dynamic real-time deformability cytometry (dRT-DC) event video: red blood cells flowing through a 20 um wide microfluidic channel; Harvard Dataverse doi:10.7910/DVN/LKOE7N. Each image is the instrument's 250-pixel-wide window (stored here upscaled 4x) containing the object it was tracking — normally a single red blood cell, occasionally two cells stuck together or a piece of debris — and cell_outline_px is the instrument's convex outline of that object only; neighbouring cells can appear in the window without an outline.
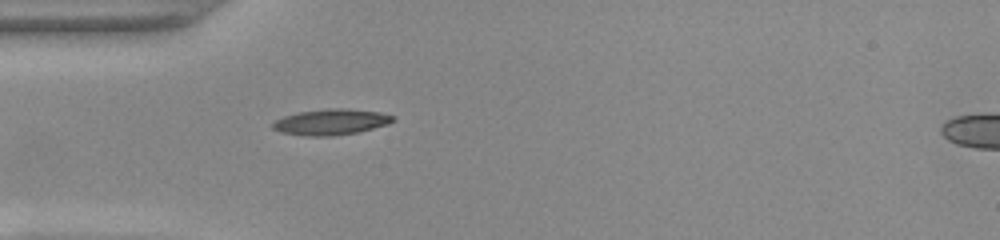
{"species": "common noctule bat (a hibernating species)", "species_latin": "Nyctalus noctula", "temperature_condition": "warm", "stored_images_in_passage": 37, "camera_frame_rate_fps": 3000, "um_per_image_px": 0.085, "animal": {"sex": "female", "body_mass_g": 22.0, "forearm_length_mm": 56.7}, "frame": {"image": 1, "passage_image": 1, "time_ms": 0.0, "image_size_px": [1000, 240], "cell_outline_px": [[396, 120], [388, 124], [356, 132], [332, 136], [304, 136], [280, 132], [272, 128], [272, 124], [276, 120], [284, 116], [300, 112], [328, 108], [340, 108], [380, 112], [396, 116]], "centroid_in_image_um": [28.14, 10.37], "position_along_channel_um": 56.9, "area_um2": 18.03}}
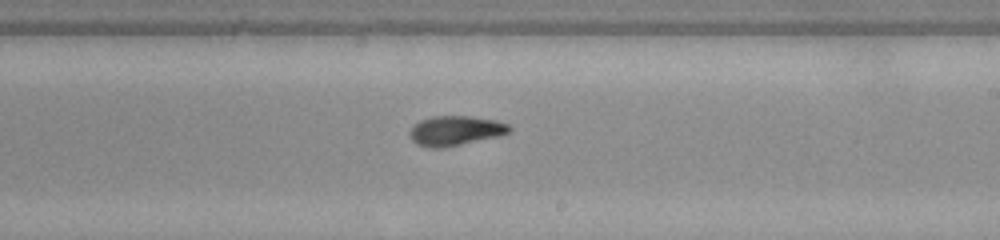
{"frame": {"image": 2, "passage_image": 16, "time_ms": 5.0, "image_size_px": [1000, 240], "cell_outline_px": [[512, 128], [508, 132], [496, 136], [440, 148], [428, 148], [416, 144], [412, 140], [408, 132], [420, 120], [432, 116], [468, 116], [496, 120], [508, 124]], "centroid_in_image_um": [38.66, 11.1], "position_along_channel_um": 250.3, "area_um2": 16.94}}
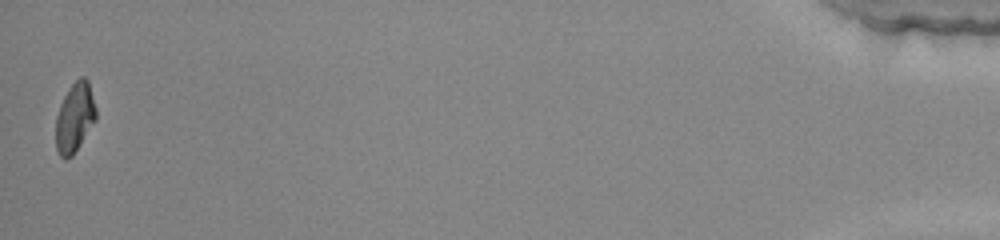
{"frame": {"image": 3, "passage_image": 37, "time_ms": 12.0, "image_size_px": [1000, 240], "cell_outline_px": [[96, 120], [72, 156], [64, 160], [60, 156], [56, 148], [56, 116], [60, 104], [68, 88], [80, 76], [84, 76], [88, 80], [96, 108]], "centroid_in_image_um": [6.35, 9.98], "position_along_channel_um": 428.9, "area_um2": 16.3}, "authors_computed_cell_mechanics": {"area_um2": 16.5886, "velocity_mm_per_s": 3.9452, "shape_relaxation_time_tau1_ms": 3.4061, "shape_relaxation_time_tau2_ms": 2.5763, "deformation_change_tau1": 0.2085, "deformation_change_tau2": 0.0887}}